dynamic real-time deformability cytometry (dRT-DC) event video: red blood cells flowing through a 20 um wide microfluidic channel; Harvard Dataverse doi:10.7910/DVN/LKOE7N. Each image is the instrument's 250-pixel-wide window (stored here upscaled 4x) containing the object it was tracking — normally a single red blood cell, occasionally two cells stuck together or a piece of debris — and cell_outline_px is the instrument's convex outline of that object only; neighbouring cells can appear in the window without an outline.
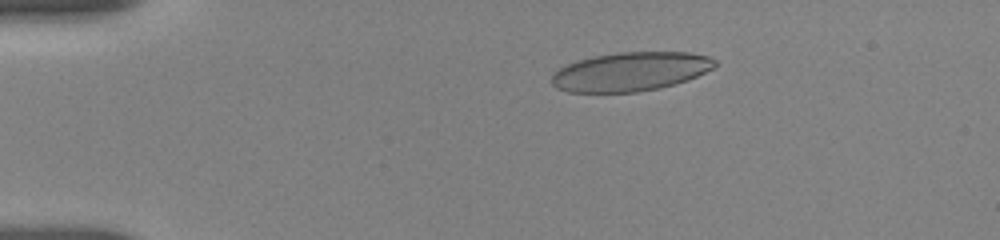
{"species": "human", "species_latin": "Homo sapiens", "temperature_condition": "room temperature", "stored_images_in_passage": 32, "camera_frame_rate_fps": 3000, "um_per_image_px": 0.085, "donor": {"sex": "female"}, "frame": {"image": 1, "passage_image": 12, "time_ms": 3.0, "image_size_px": [1000, 240], "cell_outline_px": [[716, 64], [712, 68], [688, 80], [676, 84], [660, 88], [636, 92], [568, 92], [556, 88], [552, 84], [552, 76], [560, 68], [568, 64], [592, 56], [620, 52], [688, 52], [708, 56], [716, 60]], "centroid_in_image_um": [53.6, 6.09], "position_along_channel_um": 31.4, "area_um2": 36.88}}
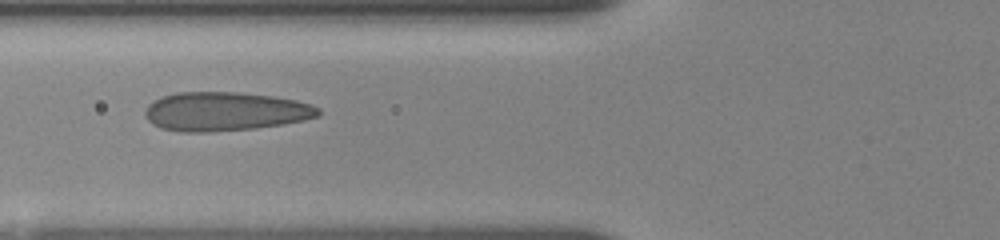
{"frame": {"image": 2, "passage_image": 24, "time_ms": 6.667, "image_size_px": [1000, 240], "cell_outline_px": [[320, 116], [304, 120], [256, 128], [208, 132], [180, 132], [160, 128], [152, 124], [144, 116], [144, 112], [148, 104], [160, 96], [176, 92], [236, 92], [272, 96], [296, 100], [312, 104], [320, 108]], "centroid_in_image_um": [19.1, 9.47], "position_along_channel_um": 106.7, "area_um2": 39.54}}
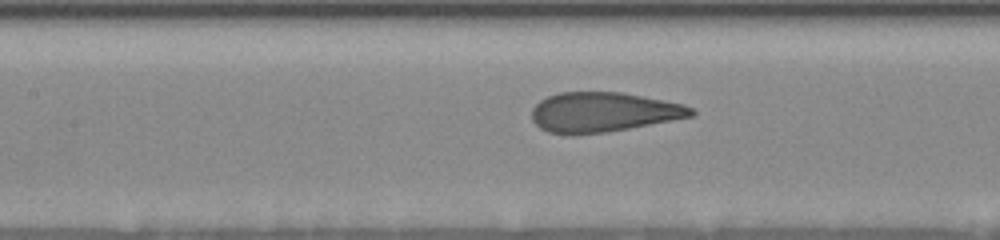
{"frame": {"image": 3, "passage_image": 29, "time_ms": 8.0, "image_size_px": [1000, 240], "cell_outline_px": [[696, 116], [628, 128], [604, 132], [572, 136], [548, 132], [540, 128], [532, 120], [532, 108], [540, 100], [548, 96], [560, 92], [620, 92], [684, 104], [692, 108], [696, 112]], "centroid_in_image_um": [51.26, 9.54], "position_along_channel_um": 156.1, "area_um2": 37.05}}